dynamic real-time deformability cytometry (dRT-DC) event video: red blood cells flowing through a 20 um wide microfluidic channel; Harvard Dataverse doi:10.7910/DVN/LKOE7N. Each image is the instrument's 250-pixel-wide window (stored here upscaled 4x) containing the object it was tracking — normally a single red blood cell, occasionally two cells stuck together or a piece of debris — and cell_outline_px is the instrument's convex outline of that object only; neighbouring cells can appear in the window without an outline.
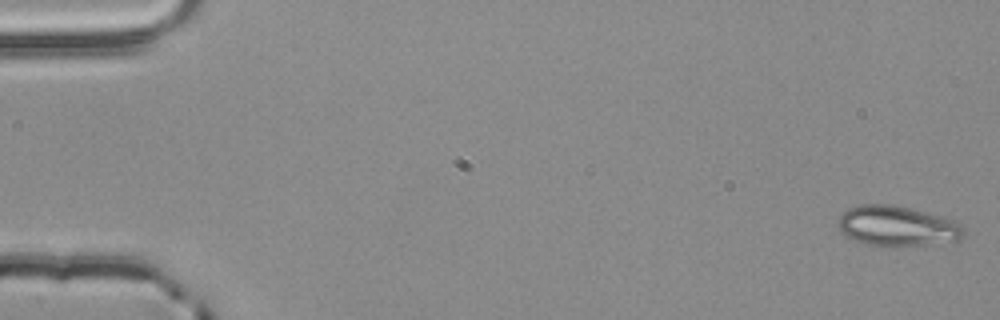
{"species": "common noctule bat (a hibernating species)", "species_latin": "Nyctalus noctula", "temperature_condition": "room temperature", "stored_images_in_passage": 11, "camera_frame_rate_fps": 3000, "um_per_image_px": 0.085, "animal": {"sex": "male", "body_mass_g": 20.4}, "frame": {"image": 1, "passage_image": 1, "time_ms": 0.0, "image_size_px": [1000, 320], "cell_outline_px": [[964, 236], [960, 240], [924, 244], [868, 244], [856, 240], [840, 232], [836, 224], [836, 220], [848, 208], [860, 204], [888, 204], [908, 208], [940, 216], [960, 224], [964, 228]], "centroid_in_image_um": [76.21, 19.18], "position_along_channel_um": 8.8, "area_um2": 28.61}}